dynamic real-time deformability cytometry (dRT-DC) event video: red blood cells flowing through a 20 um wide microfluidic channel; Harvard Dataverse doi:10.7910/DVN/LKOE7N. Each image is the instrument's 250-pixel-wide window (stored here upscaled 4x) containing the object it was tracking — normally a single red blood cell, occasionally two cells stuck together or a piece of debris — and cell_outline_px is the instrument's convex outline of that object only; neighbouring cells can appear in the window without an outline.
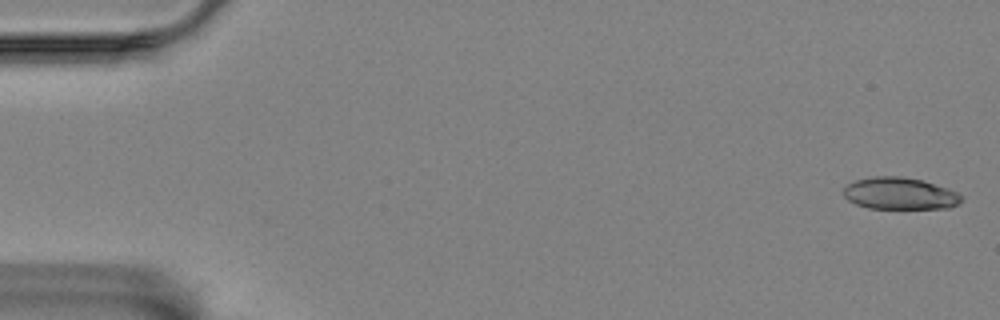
{"species": "Egyptian fruit bat (a non-hibernating species)", "species_latin": "Rousettus aegyptiacus", "temperature_condition": "room temperature", "stored_images_in_passage": 57, "camera_frame_rate_fps": 3000, "um_per_image_px": 0.085, "animal": {"sex": "female"}, "frame": {"image": 1, "passage_image": 1, "time_ms": 0.0, "image_size_px": [1000, 320], "cell_outline_px": [[964, 196], [956, 204], [948, 208], [868, 208], [856, 204], [848, 200], [844, 196], [844, 188], [848, 184], [856, 180], [872, 176], [900, 176], [924, 180], [948, 188]], "centroid_in_image_um": [76.48, 16.43], "position_along_channel_um": 8.5, "area_um2": 21.91}}
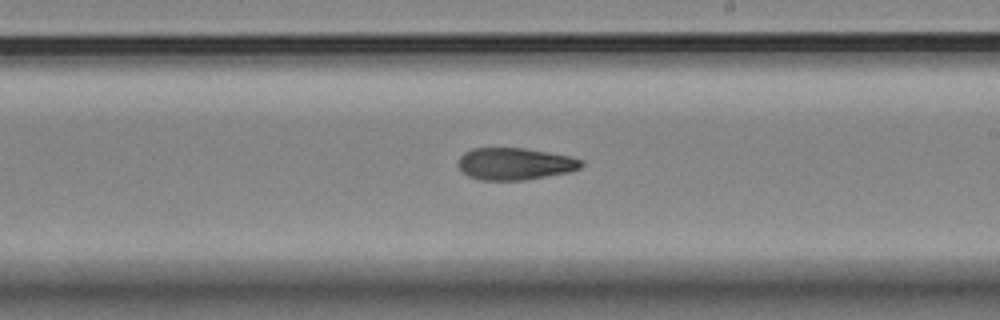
{"frame": {"image": 2, "passage_image": 33, "time_ms": 10.667, "image_size_px": [1000, 320], "cell_outline_px": [[584, 164], [580, 168], [568, 172], [524, 180], [480, 180], [468, 176], [456, 164], [460, 156], [464, 152], [472, 148], [524, 148], [568, 156], [584, 160]], "centroid_in_image_um": [43.74, 13.92], "position_along_channel_um": 245.3, "area_um2": 22.95}}
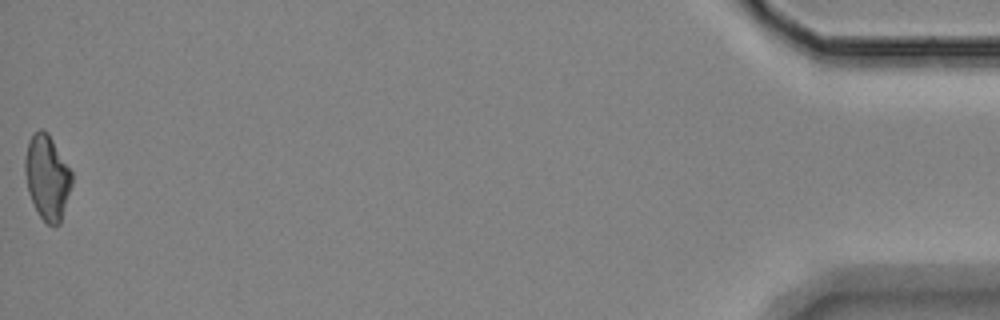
{"frame": {"image": 3, "passage_image": 57, "time_ms": 18.667, "image_size_px": [1000, 320], "cell_outline_px": [[72, 184], [60, 224], [48, 224], [40, 216], [28, 192], [24, 172], [24, 160], [28, 140], [40, 128], [48, 132], [72, 172]], "centroid_in_image_um": [4.0, 15.04], "position_along_channel_um": 431.2, "area_um2": 22.95}}